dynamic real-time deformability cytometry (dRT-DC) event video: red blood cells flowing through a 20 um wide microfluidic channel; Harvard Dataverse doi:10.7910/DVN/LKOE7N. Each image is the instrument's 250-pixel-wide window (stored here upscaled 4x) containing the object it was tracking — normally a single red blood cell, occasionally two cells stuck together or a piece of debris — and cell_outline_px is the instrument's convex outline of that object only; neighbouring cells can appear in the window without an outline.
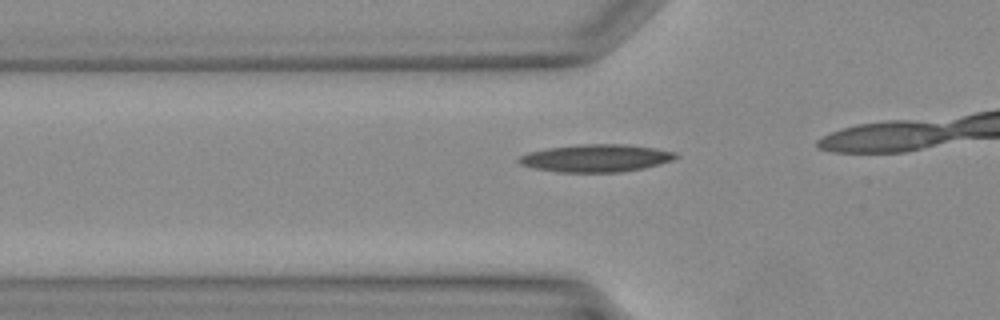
{"species": "Egyptian fruit bat (a non-hibernating species)", "species_latin": "Rousettus aegyptiacus", "temperature_condition": "warm", "stored_images_in_passage": 28, "camera_frame_rate_fps": 3000, "um_per_image_px": 0.085, "animal": {"sex": "female"}, "frame": {"image": 1, "passage_image": 10, "time_ms": 3.0, "image_size_px": [1000, 320], "cell_outline_px": [[680, 156], [672, 160], [660, 164], [620, 172], [556, 172], [532, 168], [520, 164], [516, 160], [520, 156], [528, 152], [548, 148], [580, 144], [624, 144], [656, 148], [676, 152]], "centroid_in_image_um": [50.64, 13.44], "position_along_channel_um": 75.2, "area_um2": 25.26}}
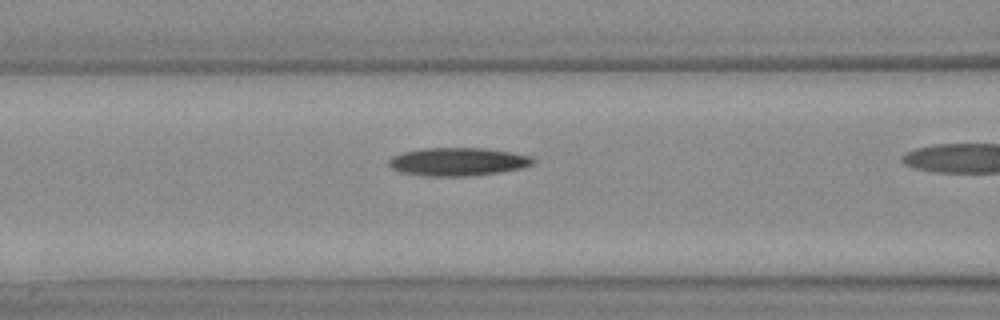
{"frame": {"image": 2, "passage_image": 13, "time_ms": 4.0, "image_size_px": [1000, 320], "cell_outline_px": [[536, 160], [532, 164], [520, 168], [500, 172], [472, 176], [424, 176], [400, 172], [392, 168], [388, 164], [388, 160], [392, 156], [404, 152], [420, 148], [488, 148], [528, 156]], "centroid_in_image_um": [38.87, 13.75], "position_along_channel_um": 127.7, "area_um2": 23.64}}
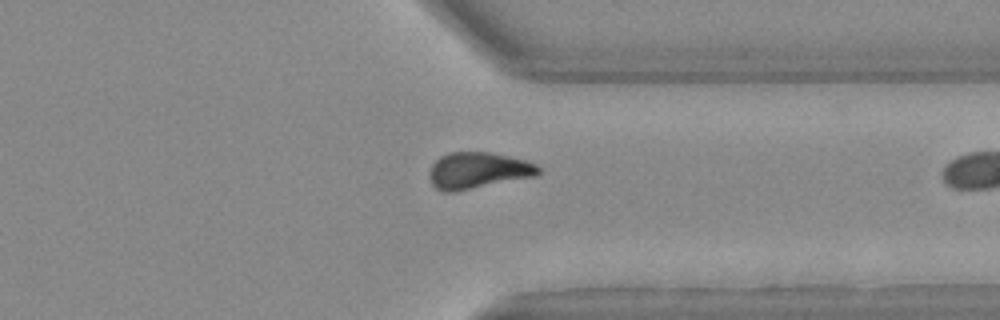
{"frame": {"image": 3, "passage_image": 27, "time_ms": 8.667, "image_size_px": [1000, 320], "cell_outline_px": [[540, 172], [536, 176], [452, 192], [444, 192], [436, 188], [432, 184], [432, 164], [440, 156], [448, 152], [488, 152], [524, 160], [536, 164], [540, 168]], "centroid_in_image_um": [40.64, 14.48], "position_along_channel_um": 370.8, "area_um2": 22.66}}